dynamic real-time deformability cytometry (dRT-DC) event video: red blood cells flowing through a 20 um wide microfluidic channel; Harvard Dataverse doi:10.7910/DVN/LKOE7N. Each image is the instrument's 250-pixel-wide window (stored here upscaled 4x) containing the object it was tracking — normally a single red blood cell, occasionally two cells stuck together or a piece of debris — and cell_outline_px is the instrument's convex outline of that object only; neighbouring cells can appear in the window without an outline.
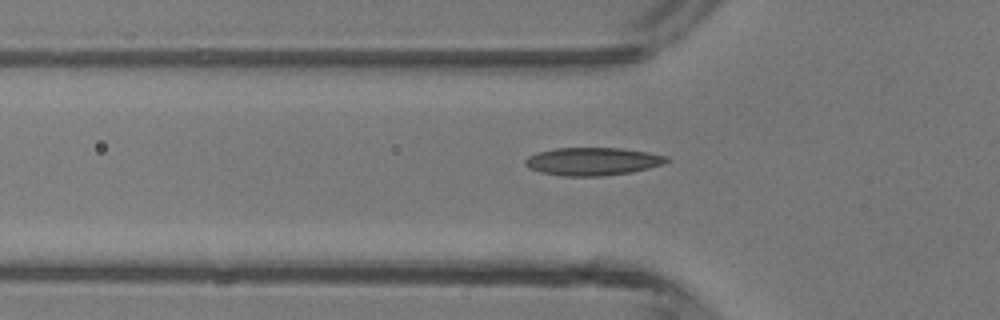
{"species": "common noctule bat (a hibernating species)", "species_latin": "Nyctalus noctula", "temperature_condition": "room temperature", "stored_images_in_passage": 33, "camera_frame_rate_fps": 3000, "um_per_image_px": 0.085, "animal": {"sex": "male", "body_mass_g": 13.3}, "frame": {"image": 1, "passage_image": 2, "time_ms": 0.333, "image_size_px": [1000, 320], "cell_outline_px": [[668, 160], [664, 164], [632, 172], [604, 176], [560, 176], [540, 172], [524, 164], [524, 160], [528, 156], [540, 152], [556, 148], [624, 148], [648, 152], [668, 156]], "centroid_in_image_um": [50.4, 13.72], "position_along_channel_um": 75.4, "area_um2": 23.0}}
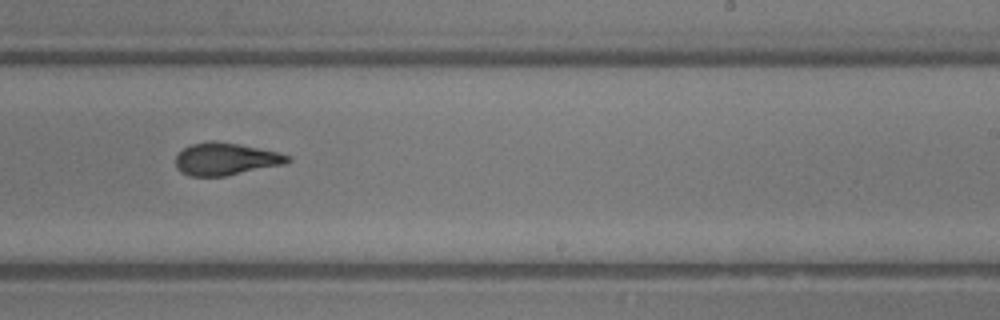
{"frame": {"image": 2, "passage_image": 15, "time_ms": 4.667, "image_size_px": [1000, 320], "cell_outline_px": [[292, 160], [284, 164], [224, 176], [188, 176], [180, 172], [176, 168], [176, 156], [184, 148], [192, 144], [212, 140], [216, 140], [280, 152], [292, 156]], "centroid_in_image_um": [19.19, 13.51], "position_along_channel_um": 269.8, "area_um2": 21.15}}
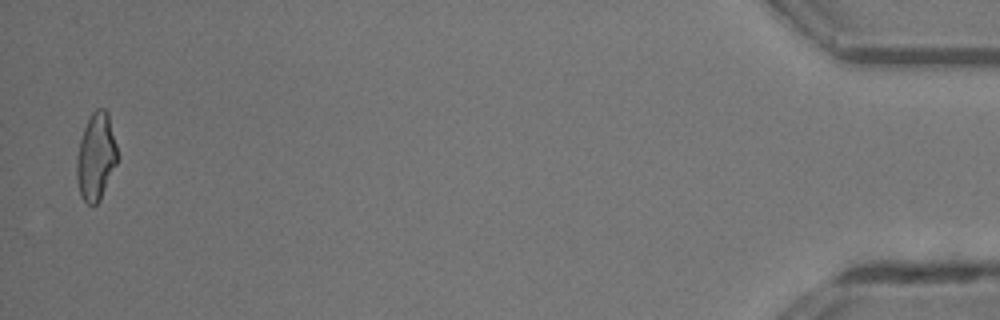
{"frame": {"image": 3, "passage_image": 32, "time_ms": 10.333, "image_size_px": [1000, 320], "cell_outline_px": [[120, 156], [100, 200], [96, 204], [88, 204], [80, 196], [76, 180], [76, 160], [80, 140], [84, 128], [92, 112], [96, 108], [104, 108], [108, 112]], "centroid_in_image_um": [8.17, 13.31], "position_along_channel_um": 427.0, "area_um2": 20.98}}